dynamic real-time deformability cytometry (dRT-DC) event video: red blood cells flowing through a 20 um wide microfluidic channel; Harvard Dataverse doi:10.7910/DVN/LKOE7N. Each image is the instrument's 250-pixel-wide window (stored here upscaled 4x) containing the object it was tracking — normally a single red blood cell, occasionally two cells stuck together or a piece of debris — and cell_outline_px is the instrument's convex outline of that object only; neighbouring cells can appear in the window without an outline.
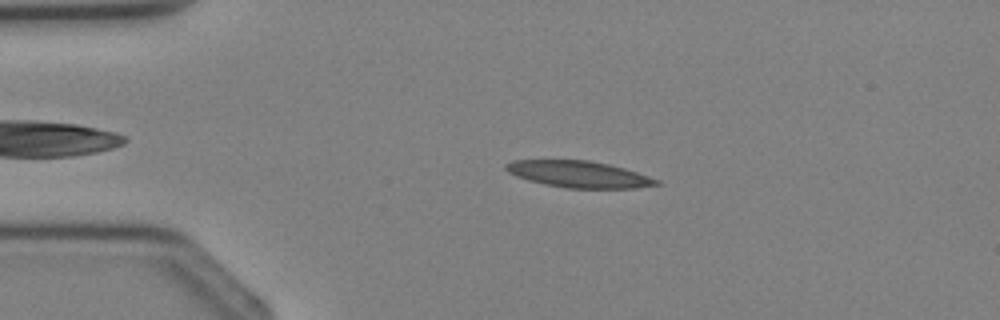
{"species": "Egyptian fruit bat (a non-hibernating species)", "species_latin": "Rousettus aegyptiacus", "temperature_condition": "cold", "stored_images_in_passage": 4, "segment_of_instrument_passage": [1, 2], "camera_frame_rate_fps": 3000, "um_per_image_px": 0.085, "animal": {"sex": "female"}, "frame": {"image": 1, "passage_image": 2, "time_ms": 2.333, "image_size_px": [1000, 320], "cell_outline_px": [[660, 184], [636, 188], [568, 188], [544, 184], [528, 180], [516, 176], [508, 172], [504, 168], [504, 164], [512, 160], [588, 160], [608, 164], [624, 168], [660, 180]], "centroid_in_image_um": [49.17, 14.81], "position_along_channel_um": 35.8, "area_um2": 23.24}}